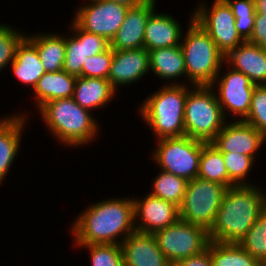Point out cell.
Returning a JSON list of instances; mask_svg holds the SVG:
<instances>
[{
	"instance_id": "obj_27",
	"label": "cell",
	"mask_w": 266,
	"mask_h": 266,
	"mask_svg": "<svg viewBox=\"0 0 266 266\" xmlns=\"http://www.w3.org/2000/svg\"><path fill=\"white\" fill-rule=\"evenodd\" d=\"M197 177L220 183L227 188L235 186L229 180L222 153L211 142L205 143L202 147Z\"/></svg>"
},
{
	"instance_id": "obj_13",
	"label": "cell",
	"mask_w": 266,
	"mask_h": 266,
	"mask_svg": "<svg viewBox=\"0 0 266 266\" xmlns=\"http://www.w3.org/2000/svg\"><path fill=\"white\" fill-rule=\"evenodd\" d=\"M71 36L65 37V61L63 70L70 75L81 77L82 66L87 57H91L106 51L110 42L101 35L87 32L81 29L74 21Z\"/></svg>"
},
{
	"instance_id": "obj_20",
	"label": "cell",
	"mask_w": 266,
	"mask_h": 266,
	"mask_svg": "<svg viewBox=\"0 0 266 266\" xmlns=\"http://www.w3.org/2000/svg\"><path fill=\"white\" fill-rule=\"evenodd\" d=\"M154 10L147 19L144 48L151 51L158 48L178 46L184 35L182 26L172 15L155 13Z\"/></svg>"
},
{
	"instance_id": "obj_16",
	"label": "cell",
	"mask_w": 266,
	"mask_h": 266,
	"mask_svg": "<svg viewBox=\"0 0 266 266\" xmlns=\"http://www.w3.org/2000/svg\"><path fill=\"white\" fill-rule=\"evenodd\" d=\"M150 71L149 51L145 48L132 50H113L108 80L117 91L119 85L125 86L144 78Z\"/></svg>"
},
{
	"instance_id": "obj_22",
	"label": "cell",
	"mask_w": 266,
	"mask_h": 266,
	"mask_svg": "<svg viewBox=\"0 0 266 266\" xmlns=\"http://www.w3.org/2000/svg\"><path fill=\"white\" fill-rule=\"evenodd\" d=\"M116 93L108 79L77 77L72 98L81 107L93 111L107 105Z\"/></svg>"
},
{
	"instance_id": "obj_37",
	"label": "cell",
	"mask_w": 266,
	"mask_h": 266,
	"mask_svg": "<svg viewBox=\"0 0 266 266\" xmlns=\"http://www.w3.org/2000/svg\"><path fill=\"white\" fill-rule=\"evenodd\" d=\"M248 42L266 49V15H256L252 36Z\"/></svg>"
},
{
	"instance_id": "obj_1",
	"label": "cell",
	"mask_w": 266,
	"mask_h": 266,
	"mask_svg": "<svg viewBox=\"0 0 266 266\" xmlns=\"http://www.w3.org/2000/svg\"><path fill=\"white\" fill-rule=\"evenodd\" d=\"M95 203L71 223L75 245L121 244L136 231L132 198H108Z\"/></svg>"
},
{
	"instance_id": "obj_25",
	"label": "cell",
	"mask_w": 266,
	"mask_h": 266,
	"mask_svg": "<svg viewBox=\"0 0 266 266\" xmlns=\"http://www.w3.org/2000/svg\"><path fill=\"white\" fill-rule=\"evenodd\" d=\"M14 76L22 84L34 89L38 80L46 73L40 61L37 48L25 38L17 48L14 61L11 63Z\"/></svg>"
},
{
	"instance_id": "obj_19",
	"label": "cell",
	"mask_w": 266,
	"mask_h": 266,
	"mask_svg": "<svg viewBox=\"0 0 266 266\" xmlns=\"http://www.w3.org/2000/svg\"><path fill=\"white\" fill-rule=\"evenodd\" d=\"M225 64L242 72L256 85L266 84V49L244 41L225 56Z\"/></svg>"
},
{
	"instance_id": "obj_5",
	"label": "cell",
	"mask_w": 266,
	"mask_h": 266,
	"mask_svg": "<svg viewBox=\"0 0 266 266\" xmlns=\"http://www.w3.org/2000/svg\"><path fill=\"white\" fill-rule=\"evenodd\" d=\"M186 33L181 39L180 47L187 80L191 86H209L218 74H222L221 66L225 64V56L218 50L210 35L193 20V15Z\"/></svg>"
},
{
	"instance_id": "obj_35",
	"label": "cell",
	"mask_w": 266,
	"mask_h": 266,
	"mask_svg": "<svg viewBox=\"0 0 266 266\" xmlns=\"http://www.w3.org/2000/svg\"><path fill=\"white\" fill-rule=\"evenodd\" d=\"M243 121L266 136V84L255 85L249 114Z\"/></svg>"
},
{
	"instance_id": "obj_8",
	"label": "cell",
	"mask_w": 266,
	"mask_h": 266,
	"mask_svg": "<svg viewBox=\"0 0 266 266\" xmlns=\"http://www.w3.org/2000/svg\"><path fill=\"white\" fill-rule=\"evenodd\" d=\"M152 159L166 172L191 181L199 173L202 147L206 142L187 135L158 139Z\"/></svg>"
},
{
	"instance_id": "obj_7",
	"label": "cell",
	"mask_w": 266,
	"mask_h": 266,
	"mask_svg": "<svg viewBox=\"0 0 266 266\" xmlns=\"http://www.w3.org/2000/svg\"><path fill=\"white\" fill-rule=\"evenodd\" d=\"M227 187L213 181L194 178L188 181L179 218L200 225L207 231L213 226Z\"/></svg>"
},
{
	"instance_id": "obj_21",
	"label": "cell",
	"mask_w": 266,
	"mask_h": 266,
	"mask_svg": "<svg viewBox=\"0 0 266 266\" xmlns=\"http://www.w3.org/2000/svg\"><path fill=\"white\" fill-rule=\"evenodd\" d=\"M15 114L0 119V185L19 153L22 132L28 118L21 115V112Z\"/></svg>"
},
{
	"instance_id": "obj_28",
	"label": "cell",
	"mask_w": 266,
	"mask_h": 266,
	"mask_svg": "<svg viewBox=\"0 0 266 266\" xmlns=\"http://www.w3.org/2000/svg\"><path fill=\"white\" fill-rule=\"evenodd\" d=\"M212 266H263L239 244L210 241Z\"/></svg>"
},
{
	"instance_id": "obj_11",
	"label": "cell",
	"mask_w": 266,
	"mask_h": 266,
	"mask_svg": "<svg viewBox=\"0 0 266 266\" xmlns=\"http://www.w3.org/2000/svg\"><path fill=\"white\" fill-rule=\"evenodd\" d=\"M229 68L222 76L218 74L209 86L216 91L215 95L225 118H228L226 113H232L230 118L236 115L240 118L235 120L243 121L249 114L251 97L256 84L242 72ZM214 86L217 87L216 90Z\"/></svg>"
},
{
	"instance_id": "obj_29",
	"label": "cell",
	"mask_w": 266,
	"mask_h": 266,
	"mask_svg": "<svg viewBox=\"0 0 266 266\" xmlns=\"http://www.w3.org/2000/svg\"><path fill=\"white\" fill-rule=\"evenodd\" d=\"M154 179L151 186L153 188L149 193L179 207L183 201L188 181L164 170H161Z\"/></svg>"
},
{
	"instance_id": "obj_9",
	"label": "cell",
	"mask_w": 266,
	"mask_h": 266,
	"mask_svg": "<svg viewBox=\"0 0 266 266\" xmlns=\"http://www.w3.org/2000/svg\"><path fill=\"white\" fill-rule=\"evenodd\" d=\"M153 235L172 266L181 259L201 254L210 242L208 231L204 227L187 223L180 218Z\"/></svg>"
},
{
	"instance_id": "obj_26",
	"label": "cell",
	"mask_w": 266,
	"mask_h": 266,
	"mask_svg": "<svg viewBox=\"0 0 266 266\" xmlns=\"http://www.w3.org/2000/svg\"><path fill=\"white\" fill-rule=\"evenodd\" d=\"M36 48L46 72L63 70L65 61V36L62 34L35 33L26 37Z\"/></svg>"
},
{
	"instance_id": "obj_34",
	"label": "cell",
	"mask_w": 266,
	"mask_h": 266,
	"mask_svg": "<svg viewBox=\"0 0 266 266\" xmlns=\"http://www.w3.org/2000/svg\"><path fill=\"white\" fill-rule=\"evenodd\" d=\"M26 37L24 32L17 31L11 25L0 24V72L14 61L17 48Z\"/></svg>"
},
{
	"instance_id": "obj_32",
	"label": "cell",
	"mask_w": 266,
	"mask_h": 266,
	"mask_svg": "<svg viewBox=\"0 0 266 266\" xmlns=\"http://www.w3.org/2000/svg\"><path fill=\"white\" fill-rule=\"evenodd\" d=\"M89 250L91 266H125L121 244L77 245Z\"/></svg>"
},
{
	"instance_id": "obj_18",
	"label": "cell",
	"mask_w": 266,
	"mask_h": 266,
	"mask_svg": "<svg viewBox=\"0 0 266 266\" xmlns=\"http://www.w3.org/2000/svg\"><path fill=\"white\" fill-rule=\"evenodd\" d=\"M125 266H172L153 234L133 232L122 243Z\"/></svg>"
},
{
	"instance_id": "obj_15",
	"label": "cell",
	"mask_w": 266,
	"mask_h": 266,
	"mask_svg": "<svg viewBox=\"0 0 266 266\" xmlns=\"http://www.w3.org/2000/svg\"><path fill=\"white\" fill-rule=\"evenodd\" d=\"M266 142V136L252 125L235 120L224 125L222 130L211 141L222 154L239 153L248 155L254 160L257 151Z\"/></svg>"
},
{
	"instance_id": "obj_33",
	"label": "cell",
	"mask_w": 266,
	"mask_h": 266,
	"mask_svg": "<svg viewBox=\"0 0 266 266\" xmlns=\"http://www.w3.org/2000/svg\"><path fill=\"white\" fill-rule=\"evenodd\" d=\"M225 166L228 172L229 180L235 185H254L247 183V177L251 172V167L255 160L248 156L239 153H225L222 154Z\"/></svg>"
},
{
	"instance_id": "obj_36",
	"label": "cell",
	"mask_w": 266,
	"mask_h": 266,
	"mask_svg": "<svg viewBox=\"0 0 266 266\" xmlns=\"http://www.w3.org/2000/svg\"><path fill=\"white\" fill-rule=\"evenodd\" d=\"M113 49L109 47L106 51L97 55L87 57L81 71V77L108 79Z\"/></svg>"
},
{
	"instance_id": "obj_2",
	"label": "cell",
	"mask_w": 266,
	"mask_h": 266,
	"mask_svg": "<svg viewBox=\"0 0 266 266\" xmlns=\"http://www.w3.org/2000/svg\"><path fill=\"white\" fill-rule=\"evenodd\" d=\"M265 210L266 192L258 185L228 187L208 231L209 241L239 244Z\"/></svg>"
},
{
	"instance_id": "obj_17",
	"label": "cell",
	"mask_w": 266,
	"mask_h": 266,
	"mask_svg": "<svg viewBox=\"0 0 266 266\" xmlns=\"http://www.w3.org/2000/svg\"><path fill=\"white\" fill-rule=\"evenodd\" d=\"M156 0L130 7L123 24L110 41L113 50H132L144 48V35L147 19L156 9Z\"/></svg>"
},
{
	"instance_id": "obj_31",
	"label": "cell",
	"mask_w": 266,
	"mask_h": 266,
	"mask_svg": "<svg viewBox=\"0 0 266 266\" xmlns=\"http://www.w3.org/2000/svg\"><path fill=\"white\" fill-rule=\"evenodd\" d=\"M235 17V27L244 41L252 36L255 23L254 0H225Z\"/></svg>"
},
{
	"instance_id": "obj_4",
	"label": "cell",
	"mask_w": 266,
	"mask_h": 266,
	"mask_svg": "<svg viewBox=\"0 0 266 266\" xmlns=\"http://www.w3.org/2000/svg\"><path fill=\"white\" fill-rule=\"evenodd\" d=\"M141 104L143 121L156 139L185 135L184 110L188 93L187 84H164Z\"/></svg>"
},
{
	"instance_id": "obj_23",
	"label": "cell",
	"mask_w": 266,
	"mask_h": 266,
	"mask_svg": "<svg viewBox=\"0 0 266 266\" xmlns=\"http://www.w3.org/2000/svg\"><path fill=\"white\" fill-rule=\"evenodd\" d=\"M77 77L64 70L46 72L33 89L35 106L38 110L47 102L56 99L71 98L75 90Z\"/></svg>"
},
{
	"instance_id": "obj_40",
	"label": "cell",
	"mask_w": 266,
	"mask_h": 266,
	"mask_svg": "<svg viewBox=\"0 0 266 266\" xmlns=\"http://www.w3.org/2000/svg\"><path fill=\"white\" fill-rule=\"evenodd\" d=\"M115 3H119L128 7H134L140 4L145 3L148 0H109Z\"/></svg>"
},
{
	"instance_id": "obj_38",
	"label": "cell",
	"mask_w": 266,
	"mask_h": 266,
	"mask_svg": "<svg viewBox=\"0 0 266 266\" xmlns=\"http://www.w3.org/2000/svg\"><path fill=\"white\" fill-rule=\"evenodd\" d=\"M173 266H212V260L210 255V242L208 243L207 249L204 250L201 254L181 259Z\"/></svg>"
},
{
	"instance_id": "obj_30",
	"label": "cell",
	"mask_w": 266,
	"mask_h": 266,
	"mask_svg": "<svg viewBox=\"0 0 266 266\" xmlns=\"http://www.w3.org/2000/svg\"><path fill=\"white\" fill-rule=\"evenodd\" d=\"M239 245L261 264L266 261V210L246 233Z\"/></svg>"
},
{
	"instance_id": "obj_6",
	"label": "cell",
	"mask_w": 266,
	"mask_h": 266,
	"mask_svg": "<svg viewBox=\"0 0 266 266\" xmlns=\"http://www.w3.org/2000/svg\"><path fill=\"white\" fill-rule=\"evenodd\" d=\"M185 102V135L211 142L226 124V118L211 86H191Z\"/></svg>"
},
{
	"instance_id": "obj_14",
	"label": "cell",
	"mask_w": 266,
	"mask_h": 266,
	"mask_svg": "<svg viewBox=\"0 0 266 266\" xmlns=\"http://www.w3.org/2000/svg\"><path fill=\"white\" fill-rule=\"evenodd\" d=\"M132 199L134 225L137 232L154 234L157 230L166 228L179 219V208L176 205L150 193L145 195L143 200Z\"/></svg>"
},
{
	"instance_id": "obj_3",
	"label": "cell",
	"mask_w": 266,
	"mask_h": 266,
	"mask_svg": "<svg viewBox=\"0 0 266 266\" xmlns=\"http://www.w3.org/2000/svg\"><path fill=\"white\" fill-rule=\"evenodd\" d=\"M38 111L49 133L51 131L60 144L85 146L98 137L100 126L92 112L81 107L72 97L47 102Z\"/></svg>"
},
{
	"instance_id": "obj_39",
	"label": "cell",
	"mask_w": 266,
	"mask_h": 266,
	"mask_svg": "<svg viewBox=\"0 0 266 266\" xmlns=\"http://www.w3.org/2000/svg\"><path fill=\"white\" fill-rule=\"evenodd\" d=\"M256 15H266V0H254Z\"/></svg>"
},
{
	"instance_id": "obj_12",
	"label": "cell",
	"mask_w": 266,
	"mask_h": 266,
	"mask_svg": "<svg viewBox=\"0 0 266 266\" xmlns=\"http://www.w3.org/2000/svg\"><path fill=\"white\" fill-rule=\"evenodd\" d=\"M90 4L80 5L74 22L83 30L101 35L109 42L123 24L130 7L109 0H88Z\"/></svg>"
},
{
	"instance_id": "obj_24",
	"label": "cell",
	"mask_w": 266,
	"mask_h": 266,
	"mask_svg": "<svg viewBox=\"0 0 266 266\" xmlns=\"http://www.w3.org/2000/svg\"><path fill=\"white\" fill-rule=\"evenodd\" d=\"M150 71L160 79L175 80L170 84H185L177 82L178 78H186V67L180 45L158 48L149 51ZM177 78V80H176Z\"/></svg>"
},
{
	"instance_id": "obj_10",
	"label": "cell",
	"mask_w": 266,
	"mask_h": 266,
	"mask_svg": "<svg viewBox=\"0 0 266 266\" xmlns=\"http://www.w3.org/2000/svg\"><path fill=\"white\" fill-rule=\"evenodd\" d=\"M202 3L192 13L193 20L210 35L218 50L226 56L244 42L236 30L231 7L225 0H214L209 9L207 4Z\"/></svg>"
}]
</instances>
